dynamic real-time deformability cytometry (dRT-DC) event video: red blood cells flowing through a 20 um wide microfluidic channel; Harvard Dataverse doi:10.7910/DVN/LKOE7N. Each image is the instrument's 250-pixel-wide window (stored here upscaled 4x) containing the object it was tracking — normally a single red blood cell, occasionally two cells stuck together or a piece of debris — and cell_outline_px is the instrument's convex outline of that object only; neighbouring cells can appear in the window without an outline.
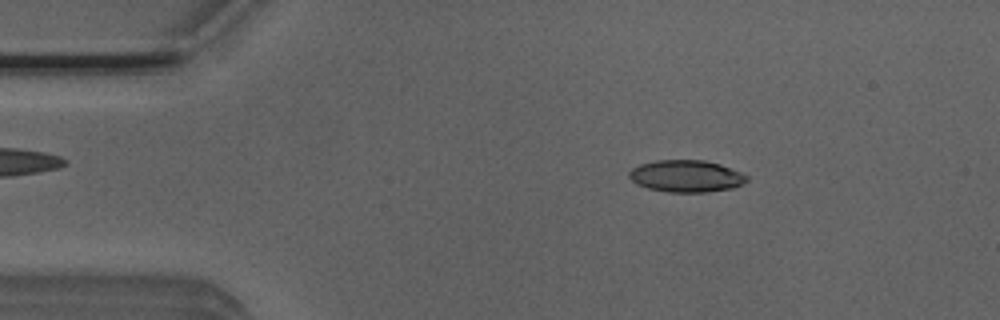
{"species": "Egyptian fruit bat (a non-hibernating species)", "species_latin": "Rousettus aegyptiacus", "temperature_condition": "room temperature", "stored_images_in_passage": 51, "camera_frame_rate_fps": 3000, "um_per_image_px": 0.085, "animal": {"sex": "male"}, "frame": {"image": 1, "passage_image": 7, "time_ms": 2.0, "image_size_px": [1000, 320], "cell_outline_px": [[748, 180], [744, 184], [732, 188], [704, 192], [668, 192], [648, 188], [636, 184], [628, 176], [628, 172], [632, 168], [640, 164], [656, 160], [704, 160], [720, 164], [740, 172], [748, 176]], "centroid_in_image_um": [58.32, 14.97], "position_along_channel_um": 26.7, "area_um2": 21.96}}
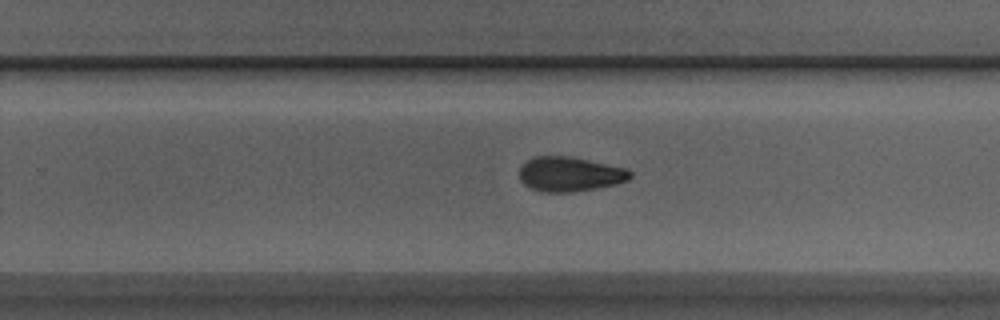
{"frame": {"image": 2, "passage_image": 31, "time_ms": 10.0, "image_size_px": [1000, 320], "cell_outline_px": [[632, 176], [628, 180], [616, 184], [596, 188], [572, 192], [540, 192], [524, 184], [520, 180], [520, 168], [528, 160], [536, 156], [568, 156], [628, 168], [632, 172]], "centroid_in_image_um": [48.46, 14.8], "position_along_channel_um": 281.3, "area_um2": 22.31}}
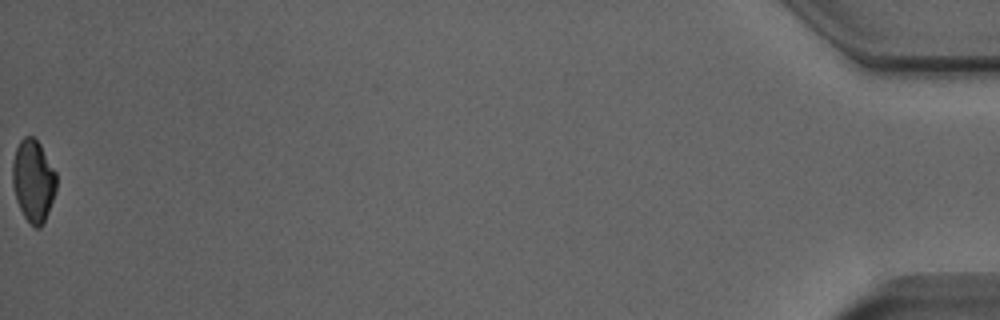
{"frame": {"image": 3, "passage_image": 51, "time_ms": 16.667, "image_size_px": [1000, 320], "cell_outline_px": [[56, 192], [48, 212], [40, 228], [36, 228], [24, 216], [16, 200], [12, 184], [12, 164], [16, 148], [20, 140], [24, 136], [32, 136], [40, 144], [56, 172]], "centroid_in_image_um": [2.82, 15.34], "position_along_channel_um": 432.4, "area_um2": 20.92}, "authors_computed_cell_mechanics": {"area_um2": 22.0796, "velocity_mm_per_s": 3.9026, "shape_relaxation_time_tau1_ms": 6.3533, "shape_relaxation_time_tau2_ms": 5.3406, "deformation_change_tau1": 0.1728, "deformation_change_tau2": 0.1246}}